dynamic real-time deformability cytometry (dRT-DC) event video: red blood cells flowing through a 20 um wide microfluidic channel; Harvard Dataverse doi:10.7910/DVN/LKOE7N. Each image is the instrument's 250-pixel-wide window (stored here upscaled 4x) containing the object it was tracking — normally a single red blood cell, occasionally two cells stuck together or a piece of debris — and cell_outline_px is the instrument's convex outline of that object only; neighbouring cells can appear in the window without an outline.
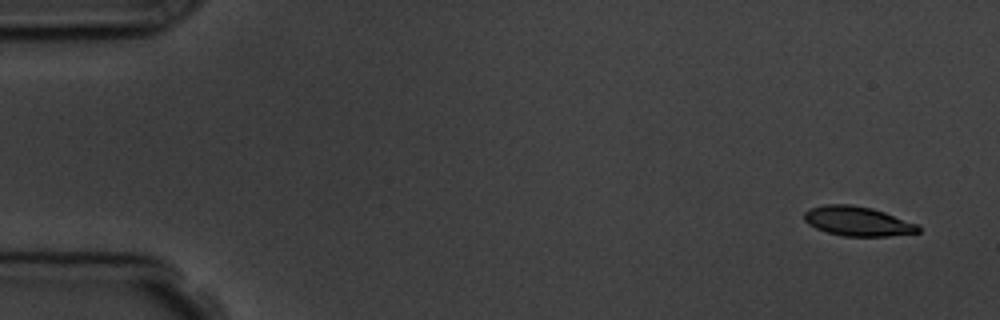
{"species": "common noctule bat (a hibernating species)", "species_latin": "Nyctalus noctula", "temperature_condition": "room temperature", "stored_images_in_passage": 6, "camera_frame_rate_fps": 3000, "um_per_image_px": 0.085, "animal": {"sex": "male", "body_mass_g": 19.5, "forearm_length_mm": 54.6}, "frame": {"image": 1, "passage_image": 1, "time_ms": 0.0, "image_size_px": [1000, 320], "cell_outline_px": [[920, 232], [888, 236], [844, 236], [828, 232], [816, 228], [808, 224], [804, 220], [804, 212], [808, 208], [824, 204], [848, 204], [872, 208], [920, 224]], "centroid_in_image_um": [72.9, 18.79], "position_along_channel_um": 12.1, "area_um2": 19.71}}
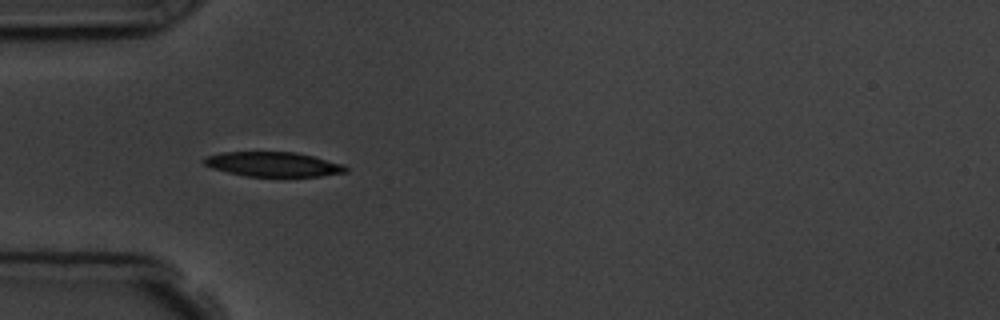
{"frame": {"image": 2, "passage_image": 5, "time_ms": 4.667, "image_size_px": [1000, 320], "cell_outline_px": [[348, 172], [320, 176], [248, 176], [228, 172], [212, 168], [204, 164], [200, 160], [204, 156], [220, 152], [296, 152], [344, 164], [348, 168]], "centroid_in_image_um": [23.19, 13.95], "position_along_channel_um": 61.8, "area_um2": 20.4}}